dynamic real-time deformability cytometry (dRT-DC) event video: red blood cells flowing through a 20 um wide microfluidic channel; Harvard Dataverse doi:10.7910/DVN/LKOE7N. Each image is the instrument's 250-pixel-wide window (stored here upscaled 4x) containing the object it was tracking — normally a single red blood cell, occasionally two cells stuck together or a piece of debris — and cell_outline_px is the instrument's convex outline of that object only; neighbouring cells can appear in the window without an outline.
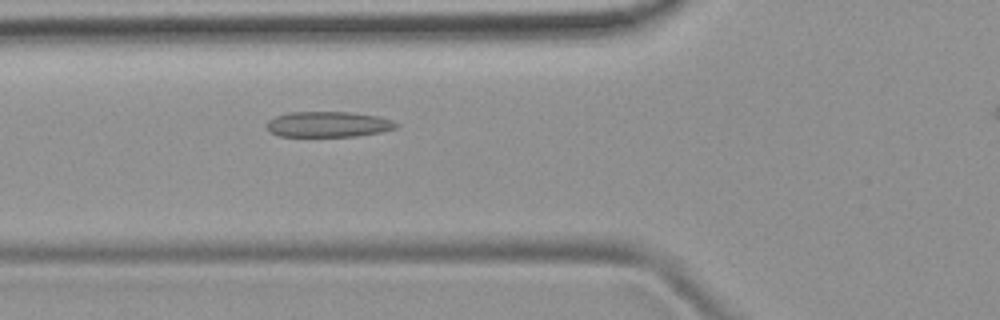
{"species": "common noctule bat (a hibernating species)", "species_latin": "Nyctalus noctula", "temperature_condition": "room temperature", "stored_images_in_passage": 37, "camera_frame_rate_fps": 3000, "um_per_image_px": 0.085, "animal": {"sex": "female", "body_mass_g": 19.9}, "frame": {"image": 1, "passage_image": 10, "time_ms": 3.0, "image_size_px": [1000, 320], "cell_outline_px": [[400, 124], [396, 128], [380, 132], [356, 136], [280, 136], [272, 132], [264, 124], [268, 120], [276, 116], [288, 112], [348, 112], [376, 116], [392, 120]], "centroid_in_image_um": [27.89, 10.56], "position_along_channel_um": 97.9, "area_um2": 19.19}}
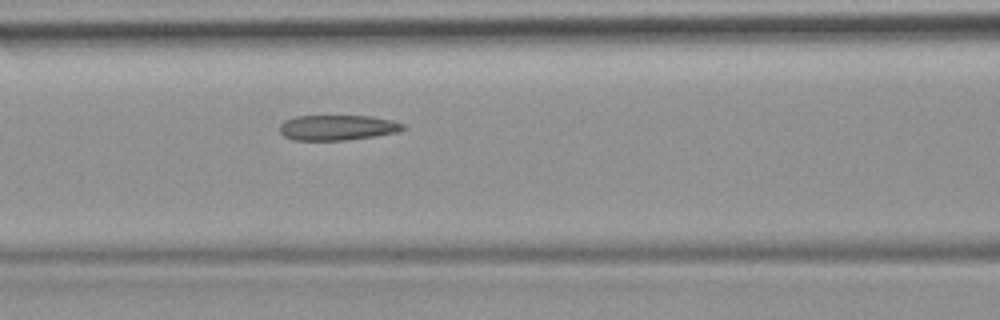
{"frame": {"image": 2, "passage_image": 13, "time_ms": 4.0, "image_size_px": [1000, 320], "cell_outline_px": [[408, 128], [400, 132], [344, 140], [292, 140], [284, 136], [280, 132], [280, 124], [284, 120], [296, 116], [372, 116], [392, 120], [404, 124]], "centroid_in_image_um": [28.7, 10.84], "position_along_channel_um": 137.9, "area_um2": 18.26}}
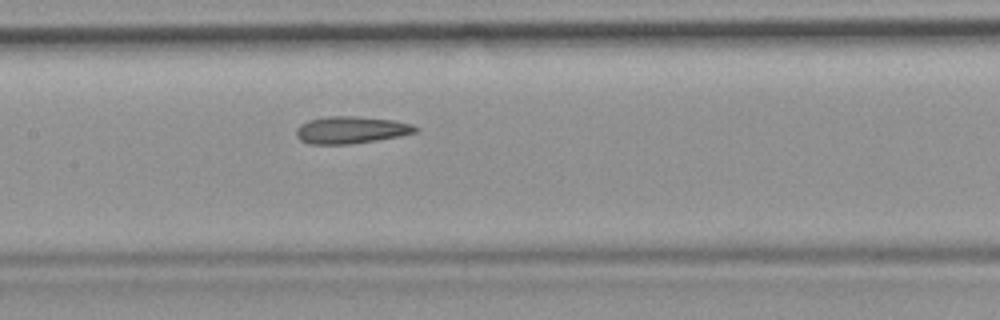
{"frame": {"image": 3, "passage_image": 16, "time_ms": 5.0, "image_size_px": [1000, 320], "cell_outline_px": [[420, 128], [416, 132], [400, 136], [352, 144], [308, 144], [300, 140], [296, 136], [296, 128], [300, 124], [308, 120], [328, 116], [352, 116], [392, 120], [412, 124]], "centroid_in_image_um": [29.81, 11.05], "position_along_channel_um": 177.6, "area_um2": 18.9}}